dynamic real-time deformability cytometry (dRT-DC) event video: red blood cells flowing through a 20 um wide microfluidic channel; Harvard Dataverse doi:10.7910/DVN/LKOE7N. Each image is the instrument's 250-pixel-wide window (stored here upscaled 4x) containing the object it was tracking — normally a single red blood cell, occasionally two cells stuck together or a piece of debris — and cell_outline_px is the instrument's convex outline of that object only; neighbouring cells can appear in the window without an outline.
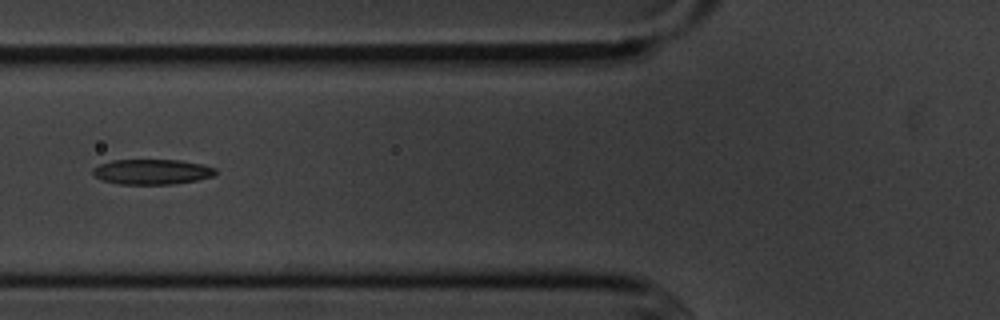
{"species": "common noctule bat (a hibernating species)", "species_latin": "Nyctalus noctula", "temperature_condition": "cold", "stored_images_in_passage": 8, "camera_frame_rate_fps": 3000, "um_per_image_px": 0.085, "animal": {"sex": "male", "body_mass_g": 20.1, "forearm_length_mm": 53.5}, "frame": {"image": 1, "passage_image": 6, "time_ms": 6.0, "image_size_px": [1000, 320], "cell_outline_px": [[216, 172], [212, 176], [196, 180], [172, 184], [116, 184], [104, 180], [96, 176], [92, 172], [92, 168], [100, 164], [112, 160], [180, 160], [204, 164], [216, 168]], "centroid_in_image_um": [12.92, 14.59], "position_along_channel_um": 112.9, "area_um2": 17.98}}
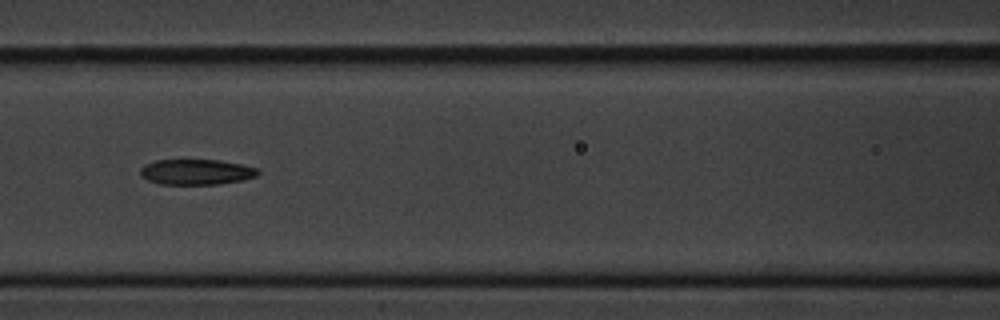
{"frame": {"image": 2, "passage_image": 7, "time_ms": 7.0, "image_size_px": [1000, 320], "cell_outline_px": [[260, 172], [256, 176], [244, 180], [216, 184], [160, 184], [148, 180], [140, 176], [140, 168], [144, 164], [156, 160], [220, 160], [244, 164], [256, 168]], "centroid_in_image_um": [16.68, 14.61], "position_along_channel_um": 149.9, "area_um2": 17.57}}
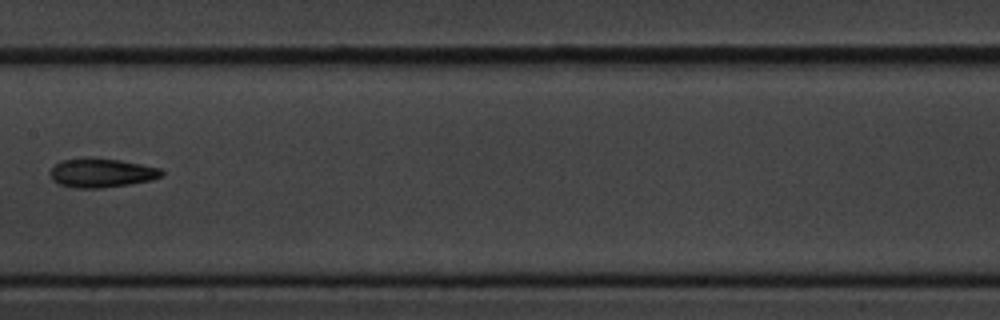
{"frame": {"image": 3, "passage_image": 8, "time_ms": 8.333, "image_size_px": [1000, 320], "cell_outline_px": [[164, 172], [160, 176], [152, 180], [128, 184], [100, 188], [76, 188], [60, 184], [52, 180], [48, 172], [60, 160], [88, 156], [92, 156], [120, 160], [160, 168]], "centroid_in_image_um": [8.58, 14.67], "position_along_channel_um": 198.8, "area_um2": 19.07}}